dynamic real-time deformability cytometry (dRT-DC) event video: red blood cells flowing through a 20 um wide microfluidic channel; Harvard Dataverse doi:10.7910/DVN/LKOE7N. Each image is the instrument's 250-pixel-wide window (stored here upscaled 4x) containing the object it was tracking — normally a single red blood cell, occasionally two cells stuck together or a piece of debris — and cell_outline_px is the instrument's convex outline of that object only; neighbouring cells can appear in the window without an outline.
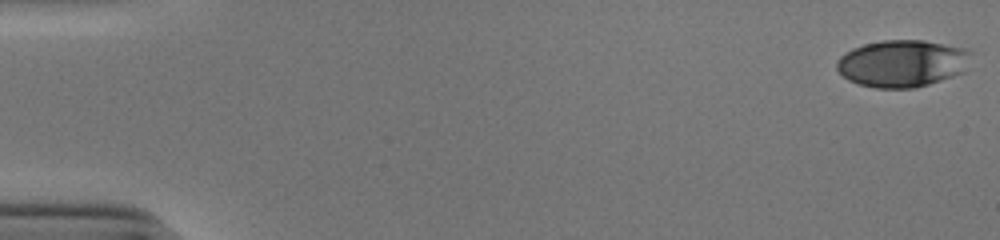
{"species": "human", "species_latin": "Homo sapiens", "temperature_condition": "cold", "stored_images_in_passage": 45, "camera_frame_rate_fps": 3000, "um_per_image_px": 0.085, "donor": {"sex": "male"}, "frame": {"image": 1, "passage_image": 1, "time_ms": 0.0, "image_size_px": [1000, 240], "cell_outline_px": [[972, 52], [964, 72], [916, 88], [876, 88], [860, 84], [848, 80], [836, 68], [836, 60], [840, 56], [852, 48], [864, 44], [880, 40], [924, 40], [964, 48]], "centroid_in_image_um": [76.68, 5.38], "position_along_channel_um": 8.3, "area_um2": 36.88}}
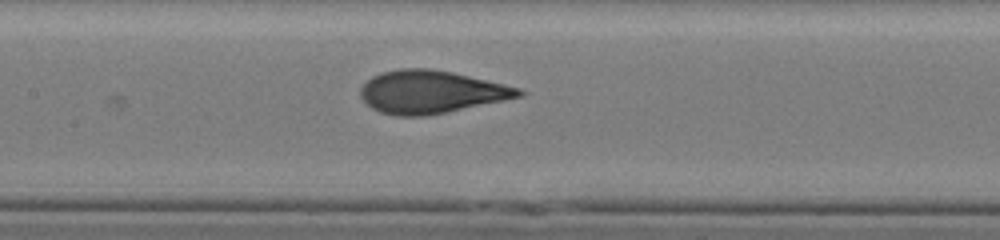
{"frame": {"image": 2, "passage_image": 26, "time_ms": 8.333, "image_size_px": [1000, 240], "cell_outline_px": [[528, 92], [524, 96], [424, 116], [396, 116], [380, 112], [372, 108], [360, 96], [360, 88], [372, 76], [380, 72], [400, 68], [428, 68], [452, 72], [520, 88]], "centroid_in_image_um": [36.63, 7.8], "position_along_channel_um": 170.8, "area_um2": 39.25}}
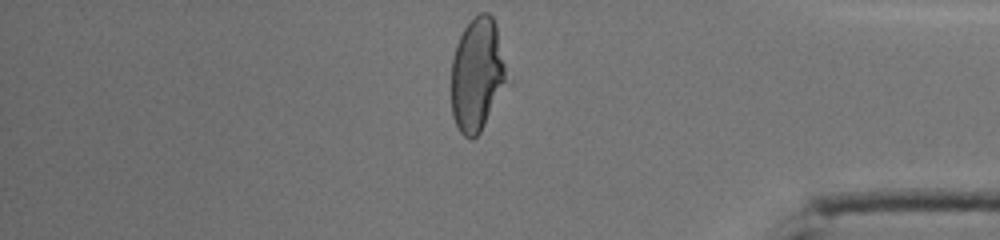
{"frame": {"image": 3, "passage_image": 45, "time_ms": 14.667, "image_size_px": [1000, 240], "cell_outline_px": [[504, 80], [484, 124], [480, 132], [472, 140], [468, 140], [460, 132], [452, 116], [452, 60], [456, 44], [464, 28], [480, 12], [488, 12], [492, 16], [496, 24], [504, 64]], "centroid_in_image_um": [40.48, 6.32], "position_along_channel_um": 394.7, "area_um2": 35.26}, "authors_computed_cell_mechanics": {"area_um2": 38.6104, "velocity_mm_per_s": 3.9089, "shape_relaxation_time_tau1_ms": 4.1753, "shape_relaxation_time_tau2_ms": 0.7392, "deformation_change_tau1": 0.2057, "deformation_change_tau2": 0.0753}}